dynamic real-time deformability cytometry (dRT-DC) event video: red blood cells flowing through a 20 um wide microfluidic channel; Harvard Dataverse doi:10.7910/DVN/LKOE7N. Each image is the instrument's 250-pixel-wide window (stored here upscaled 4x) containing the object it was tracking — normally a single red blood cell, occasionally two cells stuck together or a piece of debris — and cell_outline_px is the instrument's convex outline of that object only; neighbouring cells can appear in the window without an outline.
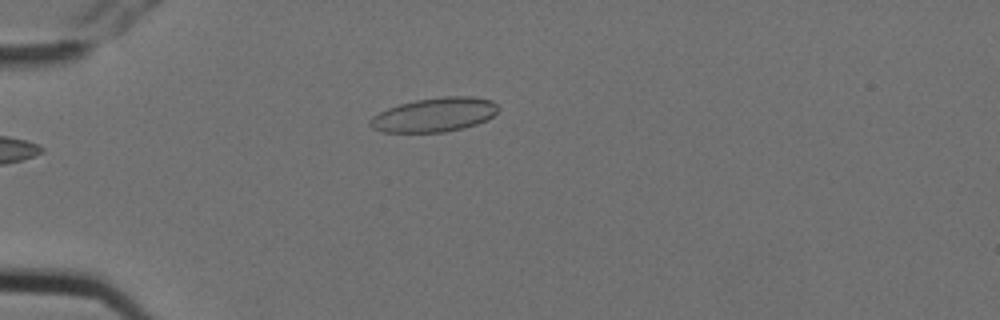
{"species": "Egyptian fruit bat (a non-hibernating species)", "species_latin": "Rousettus aegyptiacus", "temperature_condition": "cold", "stored_images_in_passage": 5, "camera_frame_rate_fps": 3000, "um_per_image_px": 0.085, "animal": {"sex": "female"}, "frame": {"image": 1, "passage_image": 5, "time_ms": 1.333, "image_size_px": [1000, 320], "cell_outline_px": [[500, 108], [492, 116], [476, 124], [464, 128], [444, 132], [380, 132], [372, 128], [368, 124], [368, 120], [372, 116], [388, 108], [400, 104], [416, 100], [444, 96], [472, 96], [492, 100]], "centroid_in_image_um": [36.91, 9.76], "position_along_channel_um": 48.1, "area_um2": 25.49}}